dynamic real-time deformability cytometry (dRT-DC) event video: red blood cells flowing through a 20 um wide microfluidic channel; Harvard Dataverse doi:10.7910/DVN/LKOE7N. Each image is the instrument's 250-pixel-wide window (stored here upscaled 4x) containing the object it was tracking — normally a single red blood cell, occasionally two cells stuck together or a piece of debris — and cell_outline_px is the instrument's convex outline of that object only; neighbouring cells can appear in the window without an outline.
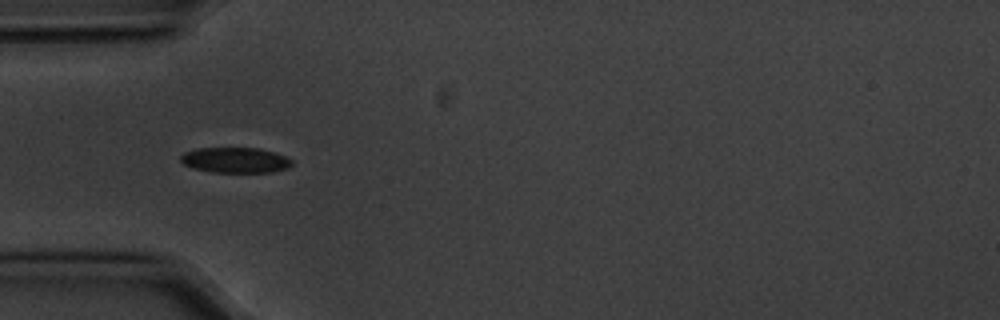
{"species": "common noctule bat (a hibernating species)", "species_latin": "Nyctalus noctula", "temperature_condition": "cold", "stored_images_in_passage": 41, "camera_frame_rate_fps": 3000, "um_per_image_px": 0.085, "animal": {"sex": "male", "body_mass_g": 20.1, "forearm_length_mm": 53.5}, "frame": {"image": 1, "passage_image": 1, "time_ms": 0.0, "image_size_px": [1000, 320], "cell_outline_px": [[292, 164], [288, 168], [272, 172], [212, 172], [192, 168], [184, 164], [180, 160], [180, 156], [184, 152], [196, 148], [260, 148], [276, 152], [292, 160]], "centroid_in_image_um": [19.99, 13.6], "position_along_channel_um": 65.0, "area_um2": 16.59}}
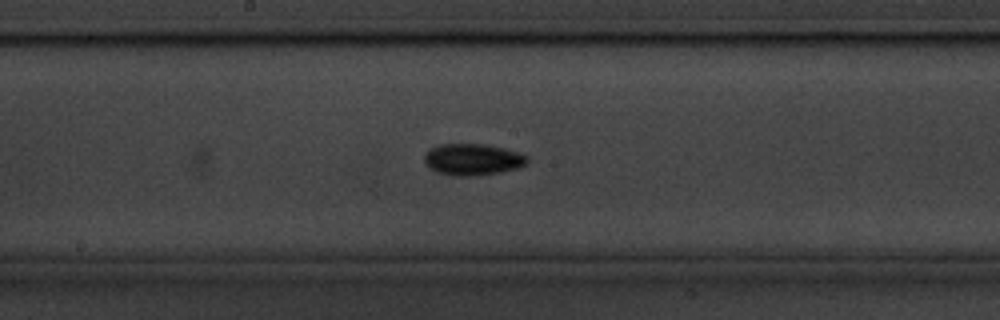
{"frame": {"image": 2, "passage_image": 13, "time_ms": 4.0, "image_size_px": [1000, 320], "cell_outline_px": [[528, 160], [520, 168], [500, 172], [476, 176], [452, 176], [436, 172], [428, 168], [424, 164], [424, 156], [428, 148], [440, 144], [484, 144], [504, 148], [528, 156]], "centroid_in_image_um": [40.12, 13.56], "position_along_channel_um": 208.1, "area_um2": 19.19}}
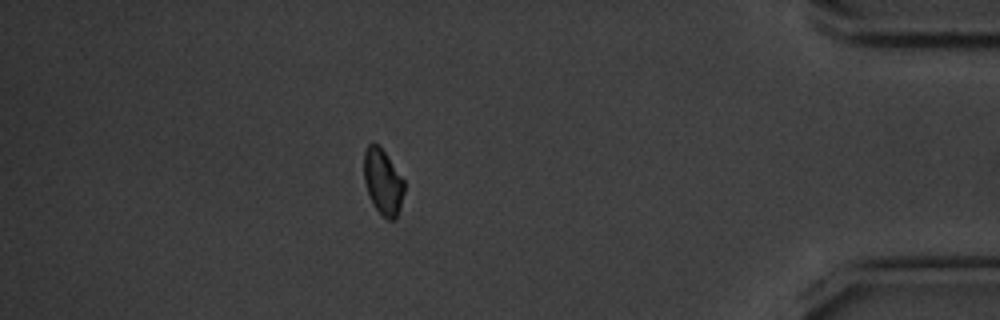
{"frame": {"image": 3, "passage_image": 33, "time_ms": 10.667, "image_size_px": [1000, 320], "cell_outline_px": [[404, 192], [400, 208], [396, 220], [388, 220], [372, 204], [364, 180], [364, 152], [368, 144], [376, 144], [384, 152], [404, 180]], "centroid_in_image_um": [32.55, 15.49], "position_along_channel_um": 402.6, "area_um2": 15.14}}